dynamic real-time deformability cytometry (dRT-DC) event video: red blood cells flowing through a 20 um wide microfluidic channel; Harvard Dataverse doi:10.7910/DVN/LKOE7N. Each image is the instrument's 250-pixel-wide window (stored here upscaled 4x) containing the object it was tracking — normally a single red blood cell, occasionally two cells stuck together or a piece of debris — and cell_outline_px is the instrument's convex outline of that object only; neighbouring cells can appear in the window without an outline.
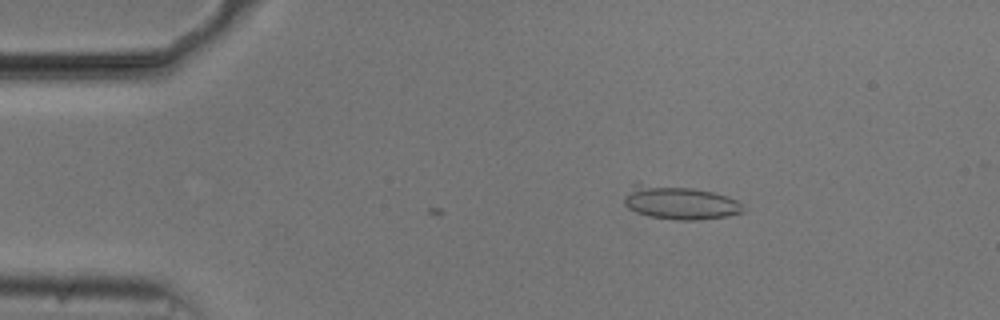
{"species": "common noctule bat (a hibernating species)", "species_latin": "Nyctalus noctula", "temperature_condition": "cold", "stored_images_in_passage": 7, "camera_frame_rate_fps": 3000, "um_per_image_px": 0.085, "animal": {"sex": "male", "body_mass_g": 20.5, "forearm_length_mm": 52.5}, "frame": {"image": 1, "passage_image": 7, "time_ms": 2.0, "image_size_px": [1000, 320], "cell_outline_px": [[744, 212], [728, 216], [700, 220], [676, 220], [648, 216], [636, 212], [628, 208], [624, 204], [624, 196], [636, 184], [640, 184], [692, 188], [712, 192], [736, 200], [744, 208]], "centroid_in_image_um": [57.78, 17.26], "position_along_channel_um": 27.2, "area_um2": 22.83}}